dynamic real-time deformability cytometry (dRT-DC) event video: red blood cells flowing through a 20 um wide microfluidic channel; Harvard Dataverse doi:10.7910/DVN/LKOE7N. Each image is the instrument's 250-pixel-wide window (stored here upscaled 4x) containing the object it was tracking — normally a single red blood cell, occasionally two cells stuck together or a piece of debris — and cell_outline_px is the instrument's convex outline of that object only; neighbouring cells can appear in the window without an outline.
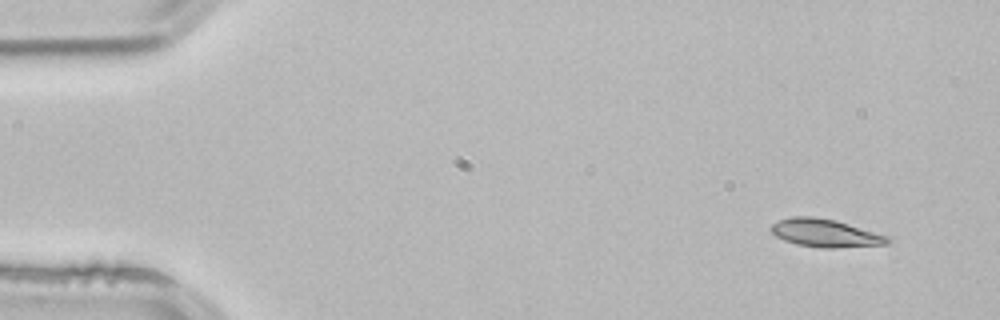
{"species": "common noctule bat (a hibernating species)", "species_latin": "Nyctalus noctula", "temperature_condition": "room temperature", "stored_images_in_passage": 3, "camera_frame_rate_fps": 3000, "um_per_image_px": 0.085, "animal": {"sex": "male", "body_mass_g": 21.5, "forearm_length_mm": 52.0}, "frame": {"image": 1, "passage_image": 1, "time_ms": 0.0, "image_size_px": [1000, 320], "cell_outline_px": [[892, 240], [888, 244], [836, 248], [820, 248], [796, 244], [784, 240], [776, 236], [768, 228], [772, 224], [780, 220], [792, 216], [812, 216], [836, 220], [888, 236]], "centroid_in_image_um": [70.14, 19.81], "position_along_channel_um": 14.9, "area_um2": 19.07}}
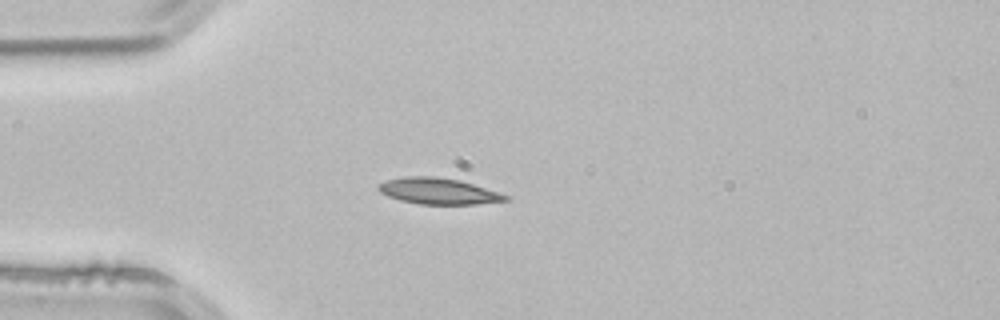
{"frame": {"image": 2, "passage_image": 3, "time_ms": 0.667, "image_size_px": [1000, 320], "cell_outline_px": [[508, 200], [476, 204], [420, 204], [400, 200], [388, 196], [380, 192], [376, 188], [380, 184], [388, 180], [404, 176], [432, 176], [460, 180], [508, 196]], "centroid_in_image_um": [37.21, 16.24], "position_along_channel_um": 47.8, "area_um2": 19.02}}